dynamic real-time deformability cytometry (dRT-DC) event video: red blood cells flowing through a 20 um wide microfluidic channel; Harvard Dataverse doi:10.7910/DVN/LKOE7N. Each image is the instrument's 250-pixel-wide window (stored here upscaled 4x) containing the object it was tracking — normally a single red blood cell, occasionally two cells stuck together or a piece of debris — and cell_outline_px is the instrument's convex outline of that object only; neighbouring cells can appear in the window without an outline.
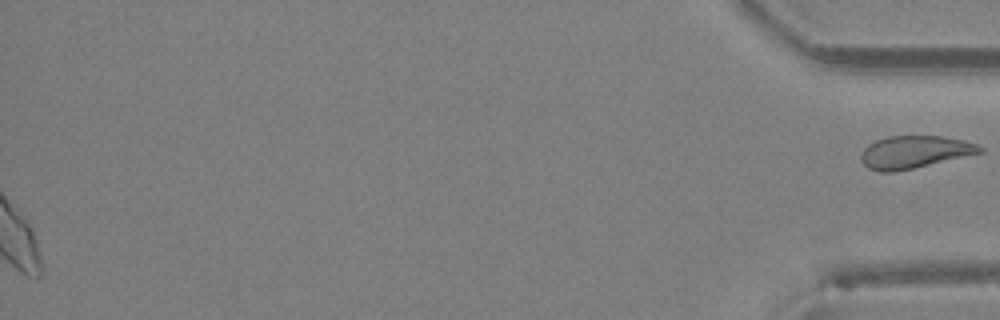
{"species": "Egyptian fruit bat (a non-hibernating species)", "species_latin": "Rousettus aegyptiacus", "temperature_condition": "room temperature", "stored_images_in_passage": 28, "segment_of_instrument_passage": [2, 2], "camera_frame_rate_fps": 3000, "um_per_image_px": 0.085, "animal": {"sex": "female"}, "frame": {"image": 1, "passage_image": 28, "time_ms": 9.0, "image_size_px": [1000, 320], "cell_outline_px": [[984, 152], [896, 172], [880, 172], [868, 168], [860, 160], [860, 156], [864, 148], [868, 144], [876, 140], [888, 136], [944, 136], [964, 140], [976, 144], [984, 148]], "centroid_in_image_um": [77.72, 12.92], "position_along_channel_um": 357.5, "area_um2": 22.6}}